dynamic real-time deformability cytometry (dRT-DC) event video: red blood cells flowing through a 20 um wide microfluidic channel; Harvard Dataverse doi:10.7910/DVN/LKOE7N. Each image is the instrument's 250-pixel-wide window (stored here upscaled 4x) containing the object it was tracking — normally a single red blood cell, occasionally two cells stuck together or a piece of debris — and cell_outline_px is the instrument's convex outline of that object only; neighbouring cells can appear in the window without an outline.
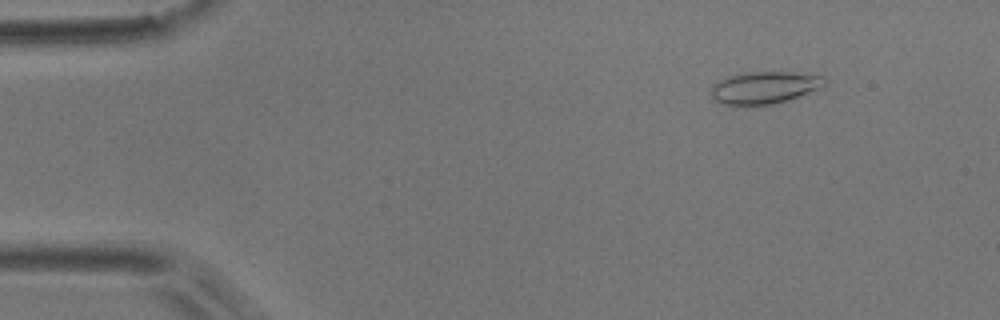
{"species": "common noctule bat (a hibernating species)", "species_latin": "Nyctalus noctula", "temperature_condition": "room temperature", "stored_images_in_passage": 6, "camera_frame_rate_fps": 3000, "um_per_image_px": 0.085, "animal": {"sex": "male", "body_mass_g": 17.9}, "frame": {"image": 1, "passage_image": 1, "time_ms": 0.0, "image_size_px": [1000, 320], "cell_outline_px": [[828, 80], [820, 88], [788, 100], [772, 104], [744, 108], [732, 108], [720, 104], [712, 96], [712, 84], [728, 76], [744, 72], [792, 72], [824, 76]], "centroid_in_image_um": [64.92, 7.49], "position_along_channel_um": 20.1, "area_um2": 22.02}}
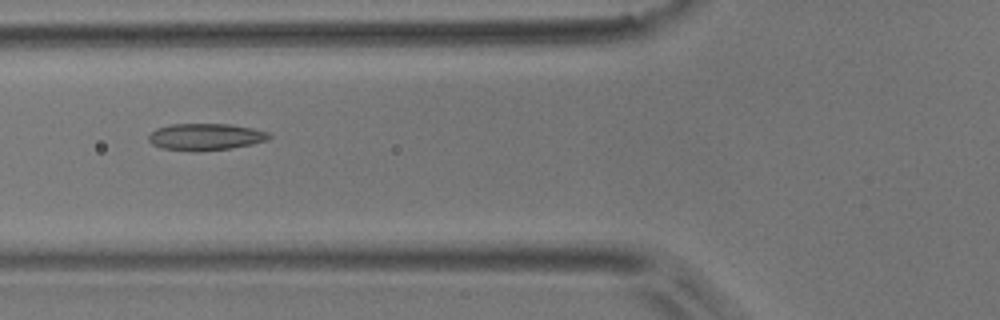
{"frame": {"image": 2, "passage_image": 5, "time_ms": 4.667, "image_size_px": [1000, 320], "cell_outline_px": [[272, 136], [268, 140], [252, 144], [232, 148], [200, 152], [192, 152], [160, 148], [152, 144], [148, 140], [148, 136], [156, 128], [172, 124], [232, 124], [252, 128], [268, 132]], "centroid_in_image_um": [17.46, 11.64], "position_along_channel_um": 108.3, "area_um2": 19.13}}
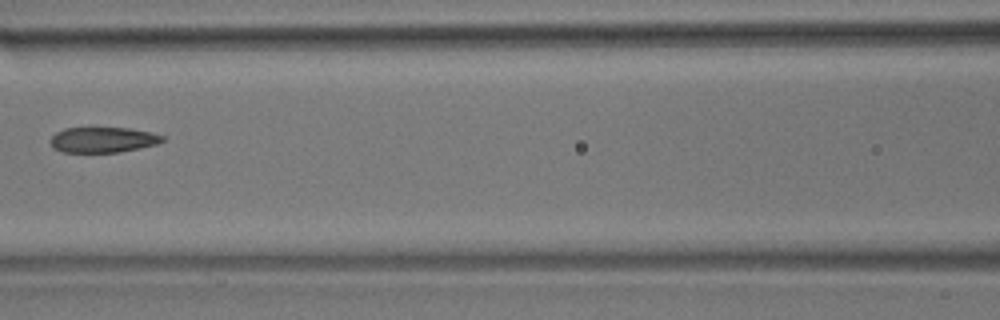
{"frame": {"image": 3, "passage_image": 6, "time_ms": 6.0, "image_size_px": [1000, 320], "cell_outline_px": [[164, 140], [156, 144], [140, 148], [120, 152], [64, 152], [52, 148], [48, 140], [56, 132], [64, 128], [128, 128], [152, 132], [164, 136]], "centroid_in_image_um": [8.72, 11.88], "position_along_channel_um": 157.9, "area_um2": 16.7}}